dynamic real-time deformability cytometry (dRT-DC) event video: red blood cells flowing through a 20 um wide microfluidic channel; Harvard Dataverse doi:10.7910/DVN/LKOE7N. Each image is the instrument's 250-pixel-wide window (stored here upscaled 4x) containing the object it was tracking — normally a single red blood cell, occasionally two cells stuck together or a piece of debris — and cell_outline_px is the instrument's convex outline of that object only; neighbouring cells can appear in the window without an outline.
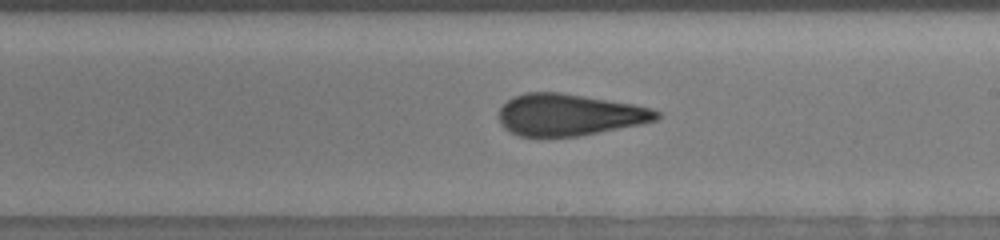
{"species": "human", "species_latin": "Homo sapiens", "temperature_condition": "room temperature", "stored_images_in_passage": 39, "camera_frame_rate_fps": 3000, "um_per_image_px": 0.085, "donor": {"sex": "male"}, "frame": {"image": 1, "passage_image": 25, "time_ms": 9.333, "image_size_px": [1000, 240], "cell_outline_px": [[660, 116], [656, 120], [640, 124], [580, 136], [520, 136], [508, 132], [504, 128], [500, 120], [500, 108], [508, 100], [516, 96], [528, 92], [560, 92], [632, 104], [652, 108], [660, 112]], "centroid_in_image_um": [48.39, 9.76], "position_along_channel_um": 240.6, "area_um2": 38.03}}
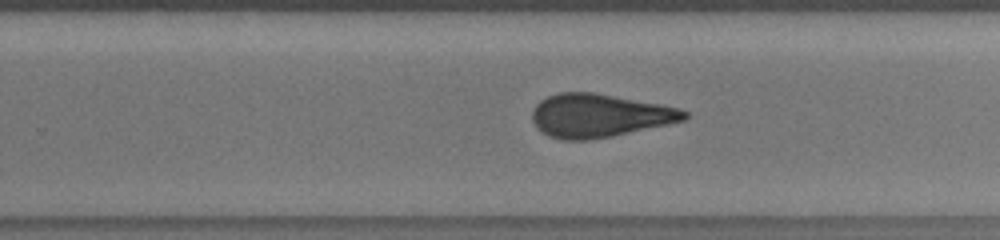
{"frame": {"image": 2, "passage_image": 28, "time_ms": 10.333, "image_size_px": [1000, 240], "cell_outline_px": [[688, 116], [684, 120], [668, 124], [612, 136], [588, 140], [564, 140], [548, 136], [540, 132], [536, 128], [532, 120], [532, 112], [536, 104], [540, 100], [548, 96], [560, 92], [592, 92], [680, 108], [688, 112]], "centroid_in_image_um": [50.89, 9.83], "position_along_channel_um": 278.9, "area_um2": 38.26}}
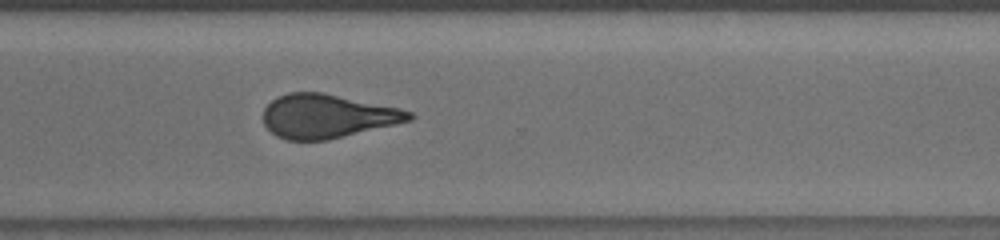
{"frame": {"image": 3, "passage_image": 32, "time_ms": 12.0, "image_size_px": [1000, 240], "cell_outline_px": [[416, 116], [412, 120], [396, 124], [328, 140], [284, 140], [276, 136], [264, 124], [264, 108], [276, 96], [288, 92], [324, 92], [400, 108], [412, 112]], "centroid_in_image_um": [27.83, 9.86], "position_along_channel_um": 342.8, "area_um2": 37.45}}